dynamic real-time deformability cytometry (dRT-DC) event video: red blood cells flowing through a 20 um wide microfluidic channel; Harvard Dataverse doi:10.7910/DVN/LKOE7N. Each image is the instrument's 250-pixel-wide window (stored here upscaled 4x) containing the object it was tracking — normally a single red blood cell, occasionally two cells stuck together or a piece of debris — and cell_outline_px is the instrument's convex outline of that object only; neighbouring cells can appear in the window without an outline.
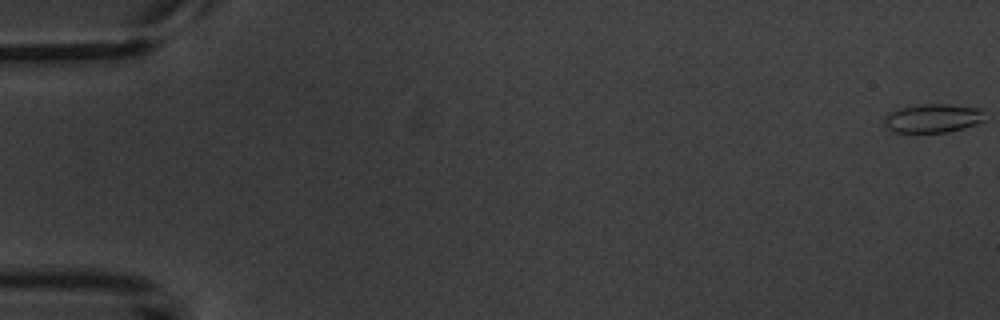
{"species": "common noctule bat (a hibernating species)", "species_latin": "Nyctalus noctula", "temperature_condition": "warm", "stored_images_in_passage": 9, "camera_frame_rate_fps": 3000, "um_per_image_px": 0.085, "animal": {"sex": "male", "body_mass_g": 20.1, "forearm_length_mm": 53.5}, "frame": {"image": 1, "passage_image": 1, "time_ms": 0.0, "image_size_px": [1000, 320], "cell_outline_px": [[984, 120], [976, 124], [964, 128], [948, 132], [892, 132], [884, 124], [884, 120], [892, 112], [900, 108], [920, 104], [948, 104], [980, 108]], "centroid_in_image_um": [79.3, 10.05], "position_along_channel_um": 5.7, "area_um2": 16.59}}
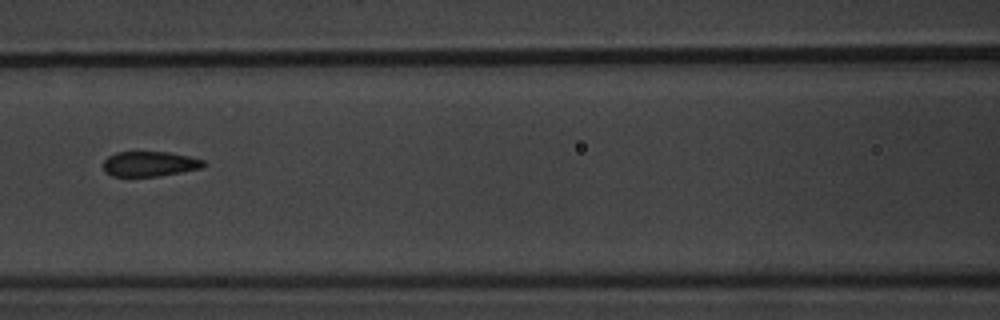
{"frame": {"image": 2, "passage_image": 8, "time_ms": 8.333, "image_size_px": [1000, 320], "cell_outline_px": [[208, 164], [200, 168], [180, 172], [156, 176], [112, 176], [104, 172], [104, 160], [108, 156], [116, 152], [168, 152], [188, 156], [204, 160]], "centroid_in_image_um": [12.71, 13.92], "position_along_channel_um": 153.9, "area_um2": 14.57}}
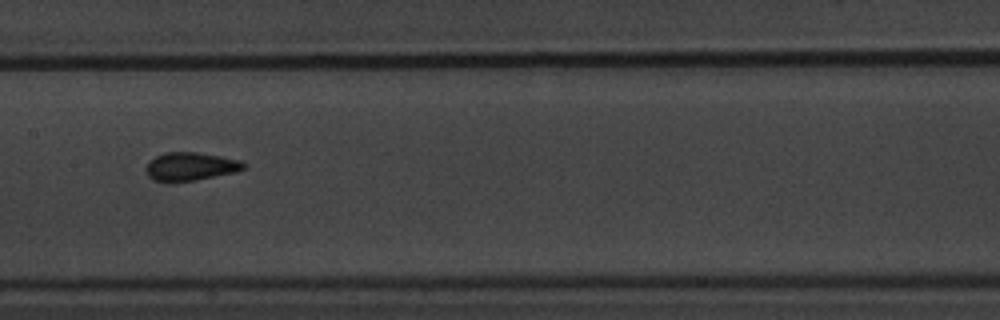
{"frame": {"image": 3, "passage_image": 9, "time_ms": 9.333, "image_size_px": [1000, 320], "cell_outline_px": [[244, 168], [236, 172], [196, 180], [172, 184], [168, 184], [152, 180], [148, 176], [144, 168], [148, 160], [164, 152], [196, 152], [220, 156], [240, 160], [244, 164]], "centroid_in_image_um": [16.09, 14.18], "position_along_channel_um": 191.3, "area_um2": 16.59}}